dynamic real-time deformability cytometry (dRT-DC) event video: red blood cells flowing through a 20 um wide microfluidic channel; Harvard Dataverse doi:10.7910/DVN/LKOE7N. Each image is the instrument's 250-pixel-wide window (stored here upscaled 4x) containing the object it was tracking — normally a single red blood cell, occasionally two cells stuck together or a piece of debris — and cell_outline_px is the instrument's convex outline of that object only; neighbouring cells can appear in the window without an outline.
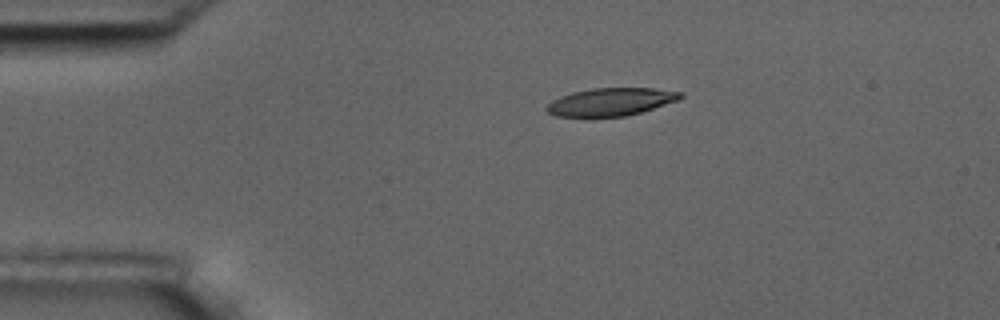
{"species": "common noctule bat (a hibernating species)", "species_latin": "Nyctalus noctula", "temperature_condition": "room temperature", "stored_images_in_passage": 3, "camera_frame_rate_fps": 3000, "um_per_image_px": 0.085, "animal": {"sex": "male", "body_mass_g": 17.5, "forearm_length_mm": 52.3}, "frame": {"image": 1, "passage_image": 1, "time_ms": 0.0, "image_size_px": [1000, 320], "cell_outline_px": [[684, 96], [680, 100], [640, 112], [624, 116], [556, 116], [548, 112], [544, 108], [552, 100], [560, 96], [572, 92], [592, 88], [652, 88], [684, 92]], "centroid_in_image_um": [51.94, 8.64], "position_along_channel_um": 33.1, "area_um2": 21.62}}
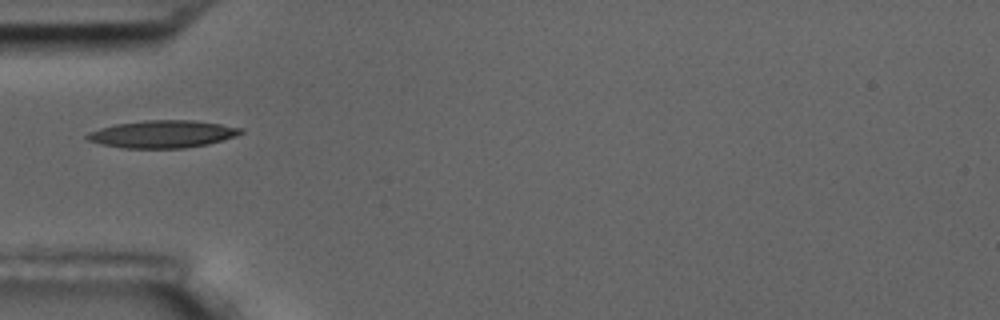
{"frame": {"image": 2, "passage_image": 3, "time_ms": 2.333, "image_size_px": [1000, 320], "cell_outline_px": [[244, 132], [236, 136], [208, 144], [184, 148], [124, 148], [100, 144], [88, 140], [84, 136], [88, 132], [100, 128], [116, 124], [144, 120], [192, 120], [220, 124], [244, 128]], "centroid_in_image_um": [13.81, 11.39], "position_along_channel_um": 71.2, "area_um2": 24.62}}